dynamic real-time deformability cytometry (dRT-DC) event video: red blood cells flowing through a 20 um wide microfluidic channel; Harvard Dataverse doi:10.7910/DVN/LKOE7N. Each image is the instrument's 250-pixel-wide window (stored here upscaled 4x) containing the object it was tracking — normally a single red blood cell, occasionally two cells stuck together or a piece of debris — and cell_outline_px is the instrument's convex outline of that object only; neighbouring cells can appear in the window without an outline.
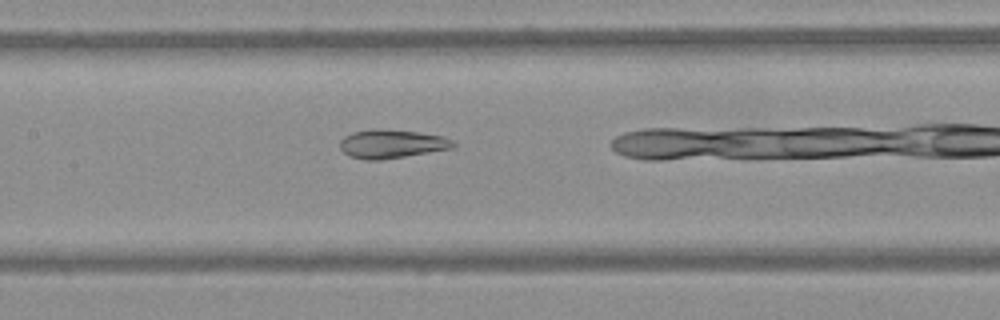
{"species": "Egyptian fruit bat (a non-hibernating species)", "species_latin": "Rousettus aegyptiacus", "temperature_condition": "warm", "stored_images_in_passage": 44, "camera_frame_rate_fps": 3000, "um_per_image_px": 0.085, "frame": {"image": 1, "passage_image": 24, "time_ms": 7.667, "image_size_px": [1000, 320], "cell_outline_px": [[456, 144], [452, 148], [380, 160], [364, 160], [348, 156], [340, 148], [340, 140], [344, 136], [352, 132], [372, 128], [420, 132], [444, 136], [452, 140]], "centroid_in_image_um": [33.25, 12.22], "position_along_channel_um": 174.1, "area_um2": 18.96}}
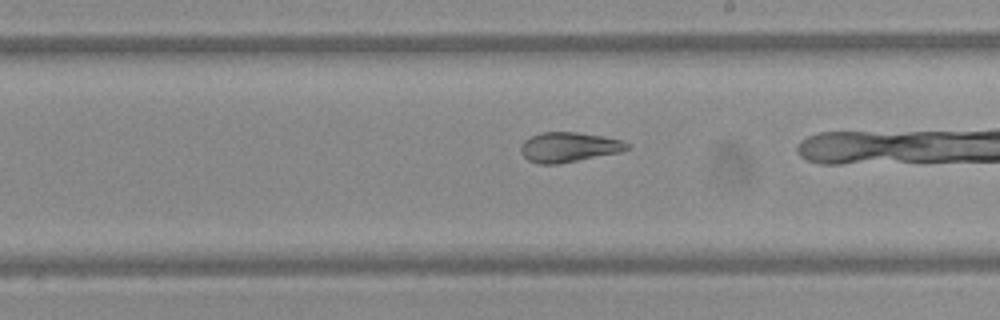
{"frame": {"image": 2, "passage_image": 30, "time_ms": 9.667, "image_size_px": [1000, 320], "cell_outline_px": [[632, 148], [620, 152], [556, 164], [540, 164], [528, 160], [520, 152], [520, 144], [524, 140], [532, 136], [544, 132], [576, 132], [600, 136], [620, 140], [632, 144]], "centroid_in_image_um": [48.35, 12.51], "position_along_channel_um": 240.7, "area_um2": 18.38}}
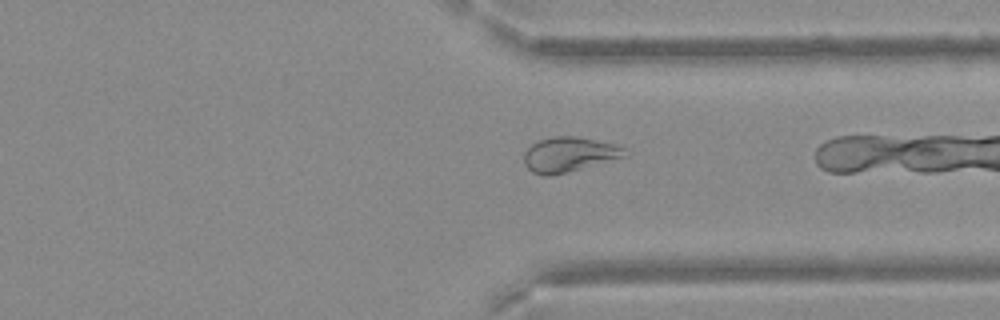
{"frame": {"image": 3, "passage_image": 41, "time_ms": 13.333, "image_size_px": [1000, 320], "cell_outline_px": [[628, 156], [568, 172], [552, 176], [544, 176], [532, 172], [524, 164], [524, 152], [532, 144], [540, 140], [556, 136], [576, 136], [596, 140], [612, 144], [624, 148]], "centroid_in_image_um": [48.35, 13.14], "position_along_channel_um": 363.0, "area_um2": 20.4}}